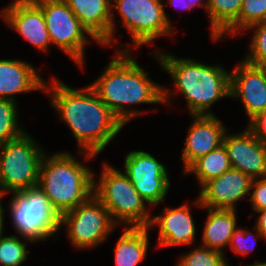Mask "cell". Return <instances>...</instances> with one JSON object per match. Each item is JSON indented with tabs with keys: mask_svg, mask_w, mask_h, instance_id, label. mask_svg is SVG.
I'll use <instances>...</instances> for the list:
<instances>
[{
	"mask_svg": "<svg viewBox=\"0 0 266 266\" xmlns=\"http://www.w3.org/2000/svg\"><path fill=\"white\" fill-rule=\"evenodd\" d=\"M50 84L51 88L45 82L44 90L52 93V107L72 131L79 154L87 160L96 157L123 129V123L90 85L75 90L53 77Z\"/></svg>",
	"mask_w": 266,
	"mask_h": 266,
	"instance_id": "6da1fadb",
	"label": "cell"
},
{
	"mask_svg": "<svg viewBox=\"0 0 266 266\" xmlns=\"http://www.w3.org/2000/svg\"><path fill=\"white\" fill-rule=\"evenodd\" d=\"M1 17L25 40L41 51L51 44L42 8L34 0H13L2 10Z\"/></svg>",
	"mask_w": 266,
	"mask_h": 266,
	"instance_id": "4fadbf2b",
	"label": "cell"
},
{
	"mask_svg": "<svg viewBox=\"0 0 266 266\" xmlns=\"http://www.w3.org/2000/svg\"><path fill=\"white\" fill-rule=\"evenodd\" d=\"M247 128L258 140L266 144V111L251 119Z\"/></svg>",
	"mask_w": 266,
	"mask_h": 266,
	"instance_id": "4dcf8cb0",
	"label": "cell"
},
{
	"mask_svg": "<svg viewBox=\"0 0 266 266\" xmlns=\"http://www.w3.org/2000/svg\"><path fill=\"white\" fill-rule=\"evenodd\" d=\"M224 258V253L201 245L181 256L177 266H228Z\"/></svg>",
	"mask_w": 266,
	"mask_h": 266,
	"instance_id": "4316f807",
	"label": "cell"
},
{
	"mask_svg": "<svg viewBox=\"0 0 266 266\" xmlns=\"http://www.w3.org/2000/svg\"><path fill=\"white\" fill-rule=\"evenodd\" d=\"M223 145L232 168L252 179L266 177V144L258 140L246 127L237 134L226 132Z\"/></svg>",
	"mask_w": 266,
	"mask_h": 266,
	"instance_id": "5bb4252c",
	"label": "cell"
},
{
	"mask_svg": "<svg viewBox=\"0 0 266 266\" xmlns=\"http://www.w3.org/2000/svg\"><path fill=\"white\" fill-rule=\"evenodd\" d=\"M41 8L51 44L82 67L89 37L80 20L63 0H34ZM88 37V38H87Z\"/></svg>",
	"mask_w": 266,
	"mask_h": 266,
	"instance_id": "30bf717a",
	"label": "cell"
},
{
	"mask_svg": "<svg viewBox=\"0 0 266 266\" xmlns=\"http://www.w3.org/2000/svg\"><path fill=\"white\" fill-rule=\"evenodd\" d=\"M243 0H208L212 40L216 39L238 18Z\"/></svg>",
	"mask_w": 266,
	"mask_h": 266,
	"instance_id": "603a6c76",
	"label": "cell"
},
{
	"mask_svg": "<svg viewBox=\"0 0 266 266\" xmlns=\"http://www.w3.org/2000/svg\"><path fill=\"white\" fill-rule=\"evenodd\" d=\"M102 170L97 182L94 178L93 195L107 208L113 222L129 227H148L152 216L147 210V202L128 176L106 163Z\"/></svg>",
	"mask_w": 266,
	"mask_h": 266,
	"instance_id": "5b68a950",
	"label": "cell"
},
{
	"mask_svg": "<svg viewBox=\"0 0 266 266\" xmlns=\"http://www.w3.org/2000/svg\"><path fill=\"white\" fill-rule=\"evenodd\" d=\"M18 235L0 236V266H19L25 262L27 243L22 242Z\"/></svg>",
	"mask_w": 266,
	"mask_h": 266,
	"instance_id": "484cf974",
	"label": "cell"
},
{
	"mask_svg": "<svg viewBox=\"0 0 266 266\" xmlns=\"http://www.w3.org/2000/svg\"><path fill=\"white\" fill-rule=\"evenodd\" d=\"M252 181L248 175L231 168L218 178L206 182L194 205L205 209L236 210L237 201L250 195Z\"/></svg>",
	"mask_w": 266,
	"mask_h": 266,
	"instance_id": "7c38bea8",
	"label": "cell"
},
{
	"mask_svg": "<svg viewBox=\"0 0 266 266\" xmlns=\"http://www.w3.org/2000/svg\"><path fill=\"white\" fill-rule=\"evenodd\" d=\"M235 210L210 209L202 235V246L223 253V247L230 244L234 229L237 227Z\"/></svg>",
	"mask_w": 266,
	"mask_h": 266,
	"instance_id": "ffe728a7",
	"label": "cell"
},
{
	"mask_svg": "<svg viewBox=\"0 0 266 266\" xmlns=\"http://www.w3.org/2000/svg\"><path fill=\"white\" fill-rule=\"evenodd\" d=\"M45 82L48 81L31 64L18 59H0V99L16 101L15 94L44 91Z\"/></svg>",
	"mask_w": 266,
	"mask_h": 266,
	"instance_id": "d6986e66",
	"label": "cell"
},
{
	"mask_svg": "<svg viewBox=\"0 0 266 266\" xmlns=\"http://www.w3.org/2000/svg\"><path fill=\"white\" fill-rule=\"evenodd\" d=\"M256 213L258 214L260 213V215L257 218L255 226L258 228V230L262 234L263 239L266 240V209L258 210L256 211Z\"/></svg>",
	"mask_w": 266,
	"mask_h": 266,
	"instance_id": "1f68e13d",
	"label": "cell"
},
{
	"mask_svg": "<svg viewBox=\"0 0 266 266\" xmlns=\"http://www.w3.org/2000/svg\"><path fill=\"white\" fill-rule=\"evenodd\" d=\"M9 203L13 226L22 240L44 241L61 228V215L39 185L12 191Z\"/></svg>",
	"mask_w": 266,
	"mask_h": 266,
	"instance_id": "8992f818",
	"label": "cell"
},
{
	"mask_svg": "<svg viewBox=\"0 0 266 266\" xmlns=\"http://www.w3.org/2000/svg\"><path fill=\"white\" fill-rule=\"evenodd\" d=\"M154 58L185 97L190 115H214L209 111L212 104L230 96V72L222 66L157 51Z\"/></svg>",
	"mask_w": 266,
	"mask_h": 266,
	"instance_id": "3957f363",
	"label": "cell"
},
{
	"mask_svg": "<svg viewBox=\"0 0 266 266\" xmlns=\"http://www.w3.org/2000/svg\"><path fill=\"white\" fill-rule=\"evenodd\" d=\"M4 195H6V194H3V193L0 192V236H2V234H3V228H4L3 227V224H4L3 222L5 220L4 219V215L5 214H3L5 209L3 208L2 204H1L2 203L1 202V200H2L1 198H3Z\"/></svg>",
	"mask_w": 266,
	"mask_h": 266,
	"instance_id": "836d02e7",
	"label": "cell"
},
{
	"mask_svg": "<svg viewBox=\"0 0 266 266\" xmlns=\"http://www.w3.org/2000/svg\"><path fill=\"white\" fill-rule=\"evenodd\" d=\"M252 189H254L252 191ZM252 193L250 196L251 207L253 211L266 209V177L253 179L251 185Z\"/></svg>",
	"mask_w": 266,
	"mask_h": 266,
	"instance_id": "f546056e",
	"label": "cell"
},
{
	"mask_svg": "<svg viewBox=\"0 0 266 266\" xmlns=\"http://www.w3.org/2000/svg\"><path fill=\"white\" fill-rule=\"evenodd\" d=\"M188 5H190L191 9L195 6H202L203 8L207 9L208 0H206L205 4L202 3V0H188Z\"/></svg>",
	"mask_w": 266,
	"mask_h": 266,
	"instance_id": "e575fe53",
	"label": "cell"
},
{
	"mask_svg": "<svg viewBox=\"0 0 266 266\" xmlns=\"http://www.w3.org/2000/svg\"><path fill=\"white\" fill-rule=\"evenodd\" d=\"M67 237L75 248H92L111 235L116 225L107 208L92 195L86 202L61 215Z\"/></svg>",
	"mask_w": 266,
	"mask_h": 266,
	"instance_id": "9c48e42d",
	"label": "cell"
},
{
	"mask_svg": "<svg viewBox=\"0 0 266 266\" xmlns=\"http://www.w3.org/2000/svg\"><path fill=\"white\" fill-rule=\"evenodd\" d=\"M230 97L242 99L249 119L266 111V69L243 60L230 72Z\"/></svg>",
	"mask_w": 266,
	"mask_h": 266,
	"instance_id": "9a60e30c",
	"label": "cell"
},
{
	"mask_svg": "<svg viewBox=\"0 0 266 266\" xmlns=\"http://www.w3.org/2000/svg\"><path fill=\"white\" fill-rule=\"evenodd\" d=\"M26 132L0 145V192L19 191L38 185L41 160L46 153Z\"/></svg>",
	"mask_w": 266,
	"mask_h": 266,
	"instance_id": "52a82bcc",
	"label": "cell"
},
{
	"mask_svg": "<svg viewBox=\"0 0 266 266\" xmlns=\"http://www.w3.org/2000/svg\"><path fill=\"white\" fill-rule=\"evenodd\" d=\"M231 168L227 151L222 144L217 149L199 157L184 171V174L194 173L202 187L206 182L218 178Z\"/></svg>",
	"mask_w": 266,
	"mask_h": 266,
	"instance_id": "7402d4cb",
	"label": "cell"
},
{
	"mask_svg": "<svg viewBox=\"0 0 266 266\" xmlns=\"http://www.w3.org/2000/svg\"><path fill=\"white\" fill-rule=\"evenodd\" d=\"M88 36L100 45L111 44V0H63Z\"/></svg>",
	"mask_w": 266,
	"mask_h": 266,
	"instance_id": "ac0fdd59",
	"label": "cell"
},
{
	"mask_svg": "<svg viewBox=\"0 0 266 266\" xmlns=\"http://www.w3.org/2000/svg\"><path fill=\"white\" fill-rule=\"evenodd\" d=\"M247 266H266V262H255V263H253L251 265H247Z\"/></svg>",
	"mask_w": 266,
	"mask_h": 266,
	"instance_id": "d590c367",
	"label": "cell"
},
{
	"mask_svg": "<svg viewBox=\"0 0 266 266\" xmlns=\"http://www.w3.org/2000/svg\"><path fill=\"white\" fill-rule=\"evenodd\" d=\"M93 171L68 152L44 154L38 185L60 215L86 202L93 195Z\"/></svg>",
	"mask_w": 266,
	"mask_h": 266,
	"instance_id": "277c9868",
	"label": "cell"
},
{
	"mask_svg": "<svg viewBox=\"0 0 266 266\" xmlns=\"http://www.w3.org/2000/svg\"><path fill=\"white\" fill-rule=\"evenodd\" d=\"M124 173L149 205H158L167 196L170 178L166 167L150 153L131 151L124 159Z\"/></svg>",
	"mask_w": 266,
	"mask_h": 266,
	"instance_id": "8fae6325",
	"label": "cell"
},
{
	"mask_svg": "<svg viewBox=\"0 0 266 266\" xmlns=\"http://www.w3.org/2000/svg\"><path fill=\"white\" fill-rule=\"evenodd\" d=\"M194 118L188 130L181 160L185 171L199 157L223 144L228 130L215 115H191Z\"/></svg>",
	"mask_w": 266,
	"mask_h": 266,
	"instance_id": "2e32d148",
	"label": "cell"
},
{
	"mask_svg": "<svg viewBox=\"0 0 266 266\" xmlns=\"http://www.w3.org/2000/svg\"><path fill=\"white\" fill-rule=\"evenodd\" d=\"M127 48L117 50L114 59L90 86L101 101L125 125L140 113L128 107L131 104L167 103L177 90H168L156 84L129 54ZM171 94V95H170ZM169 97V98H168ZM128 107V108H127Z\"/></svg>",
	"mask_w": 266,
	"mask_h": 266,
	"instance_id": "7a4b0ae2",
	"label": "cell"
},
{
	"mask_svg": "<svg viewBox=\"0 0 266 266\" xmlns=\"http://www.w3.org/2000/svg\"><path fill=\"white\" fill-rule=\"evenodd\" d=\"M16 103L0 99V145L15 140L26 132L19 127Z\"/></svg>",
	"mask_w": 266,
	"mask_h": 266,
	"instance_id": "d4e9b609",
	"label": "cell"
},
{
	"mask_svg": "<svg viewBox=\"0 0 266 266\" xmlns=\"http://www.w3.org/2000/svg\"><path fill=\"white\" fill-rule=\"evenodd\" d=\"M161 0H111V43L115 40L114 8L131 34L133 46L152 44L155 38L174 32Z\"/></svg>",
	"mask_w": 266,
	"mask_h": 266,
	"instance_id": "ba28073f",
	"label": "cell"
},
{
	"mask_svg": "<svg viewBox=\"0 0 266 266\" xmlns=\"http://www.w3.org/2000/svg\"><path fill=\"white\" fill-rule=\"evenodd\" d=\"M148 230L126 226L115 246V266H137L144 260L149 246Z\"/></svg>",
	"mask_w": 266,
	"mask_h": 266,
	"instance_id": "44dd1931",
	"label": "cell"
},
{
	"mask_svg": "<svg viewBox=\"0 0 266 266\" xmlns=\"http://www.w3.org/2000/svg\"><path fill=\"white\" fill-rule=\"evenodd\" d=\"M266 20V0H243L238 18L216 39L220 40L226 33L236 35L248 27Z\"/></svg>",
	"mask_w": 266,
	"mask_h": 266,
	"instance_id": "cb8c5ba5",
	"label": "cell"
},
{
	"mask_svg": "<svg viewBox=\"0 0 266 266\" xmlns=\"http://www.w3.org/2000/svg\"><path fill=\"white\" fill-rule=\"evenodd\" d=\"M189 207L183 204L177 208H165L163 215L152 216L148 228L159 226L160 247L190 245L195 240L196 227Z\"/></svg>",
	"mask_w": 266,
	"mask_h": 266,
	"instance_id": "e0dca14e",
	"label": "cell"
},
{
	"mask_svg": "<svg viewBox=\"0 0 266 266\" xmlns=\"http://www.w3.org/2000/svg\"><path fill=\"white\" fill-rule=\"evenodd\" d=\"M170 4L171 6H177L180 9H191L190 5H188V0H168L167 5Z\"/></svg>",
	"mask_w": 266,
	"mask_h": 266,
	"instance_id": "d6a6232c",
	"label": "cell"
},
{
	"mask_svg": "<svg viewBox=\"0 0 266 266\" xmlns=\"http://www.w3.org/2000/svg\"><path fill=\"white\" fill-rule=\"evenodd\" d=\"M254 29V35L250 44V52L244 57V61L260 68L266 69V20L256 23L246 30Z\"/></svg>",
	"mask_w": 266,
	"mask_h": 266,
	"instance_id": "83f0119b",
	"label": "cell"
},
{
	"mask_svg": "<svg viewBox=\"0 0 266 266\" xmlns=\"http://www.w3.org/2000/svg\"><path fill=\"white\" fill-rule=\"evenodd\" d=\"M254 228L256 233H252L253 231L238 227L234 229L229 245L235 253L244 257L254 250L257 238H263L258 228L256 226Z\"/></svg>",
	"mask_w": 266,
	"mask_h": 266,
	"instance_id": "f1b7e54d",
	"label": "cell"
}]
</instances>
